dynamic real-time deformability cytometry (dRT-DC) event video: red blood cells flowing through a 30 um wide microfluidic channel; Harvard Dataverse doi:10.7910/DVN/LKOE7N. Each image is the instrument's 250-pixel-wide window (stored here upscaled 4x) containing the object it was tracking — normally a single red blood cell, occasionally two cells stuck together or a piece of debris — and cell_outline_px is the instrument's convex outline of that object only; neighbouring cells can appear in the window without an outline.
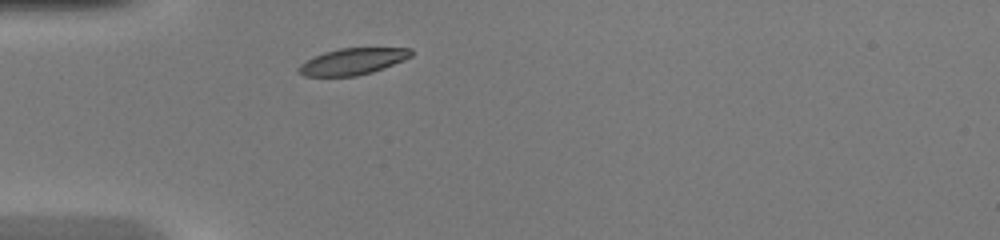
{"species": "common noctule bat (a hibernating species)", "species_latin": "Nyctalus noctula", "temperature_condition": "warm", "stored_images_in_passage": 35, "camera_frame_rate_fps": 3000, "um_per_image_px": 0.085, "animal": {"sex": "female", "body_mass_g": 20.0, "forearm_length_mm": 54.0}, "frame": {"image": 1, "passage_image": 1, "time_ms": 0.0, "image_size_px": [1000, 240], "cell_outline_px": [[412, 56], [404, 60], [384, 68], [372, 72], [356, 76], [304, 76], [296, 72], [296, 68], [300, 64], [324, 52], [340, 48], [412, 48]], "centroid_in_image_um": [29.97, 5.23], "position_along_channel_um": 55.0, "area_um2": 17.34}}
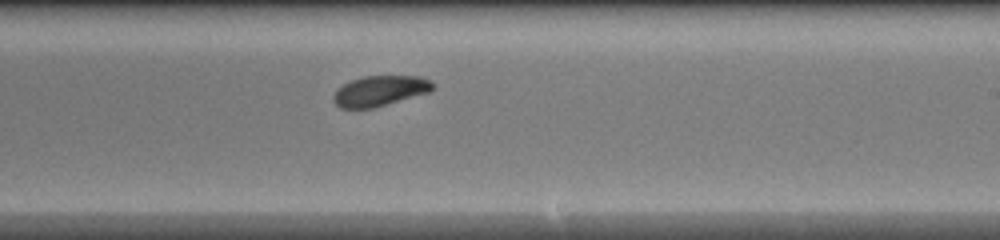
{"frame": {"image": 2, "passage_image": 16, "time_ms": 5.0, "image_size_px": [1000, 240], "cell_outline_px": [[436, 88], [432, 92], [372, 108], [340, 108], [332, 100], [332, 96], [336, 88], [352, 80], [364, 76], [420, 76], [428, 80]], "centroid_in_image_um": [32.29, 7.73], "position_along_channel_um": 256.7, "area_um2": 17.69}}
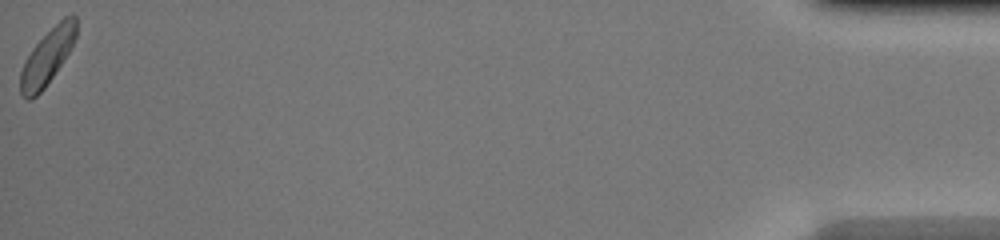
{"frame": {"image": 3, "passage_image": 35, "time_ms": 11.333, "image_size_px": [1000, 240], "cell_outline_px": [[76, 36], [68, 52], [44, 88], [32, 100], [28, 100], [20, 92], [20, 72], [24, 60], [32, 48], [64, 16], [72, 12], [76, 16]], "centroid_in_image_um": [4.0, 4.83], "position_along_channel_um": 431.2, "area_um2": 17.63}, "authors_computed_cell_mechanics": {"area_um2": 17.8602, "velocity_mm_per_s": 4.2503, "shape_relaxation_time_tau1_ms": 3.042, "shape_relaxation_time_tau2_ms": 1.6555, "deformation_change_tau1": 0.0888, "deformation_change_tau2": 0.0456}}